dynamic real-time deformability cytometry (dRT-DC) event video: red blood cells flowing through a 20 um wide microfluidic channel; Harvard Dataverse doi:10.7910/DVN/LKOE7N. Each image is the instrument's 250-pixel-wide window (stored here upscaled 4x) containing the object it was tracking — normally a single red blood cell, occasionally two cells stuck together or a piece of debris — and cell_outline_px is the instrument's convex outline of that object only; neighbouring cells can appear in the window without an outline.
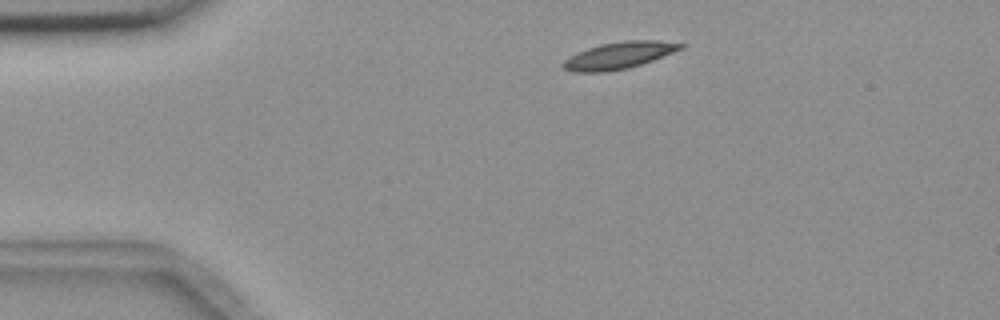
{"species": "common noctule bat (a hibernating species)", "species_latin": "Nyctalus noctula", "temperature_condition": "room temperature", "stored_images_in_passage": 5, "camera_frame_rate_fps": 3000, "um_per_image_px": 0.085, "animal": {"sex": "female", "body_mass_g": 18.4}, "frame": {"image": 1, "passage_image": 1, "time_ms": 0.0, "image_size_px": [1000, 320], "cell_outline_px": [[688, 44], [684, 48], [652, 60], [628, 68], [604, 72], [572, 72], [564, 68], [560, 64], [568, 56], [576, 52], [600, 44], [624, 40], [656, 40]], "centroid_in_image_um": [52.59, 4.7], "position_along_channel_um": 32.4, "area_um2": 18.5}}
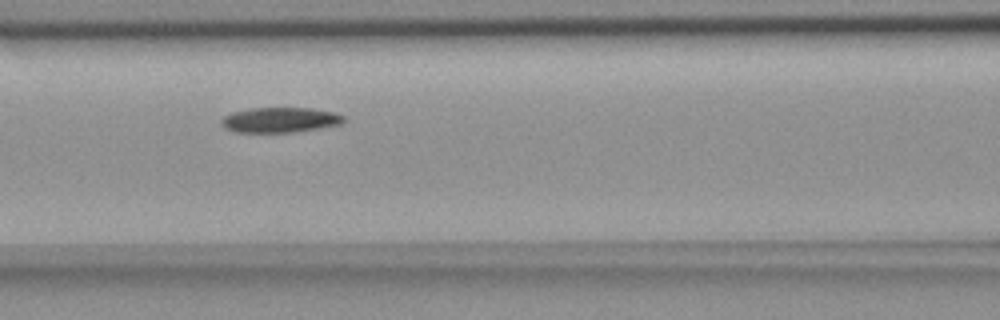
{"frame": {"image": 2, "passage_image": 5, "time_ms": 4.333, "image_size_px": [1000, 320], "cell_outline_px": [[344, 120], [340, 124], [320, 128], [292, 132], [236, 132], [224, 128], [220, 124], [220, 120], [224, 116], [232, 112], [252, 108], [312, 108], [336, 112], [344, 116]], "centroid_in_image_um": [23.78, 10.19], "position_along_channel_um": 142.8, "area_um2": 17.98}}